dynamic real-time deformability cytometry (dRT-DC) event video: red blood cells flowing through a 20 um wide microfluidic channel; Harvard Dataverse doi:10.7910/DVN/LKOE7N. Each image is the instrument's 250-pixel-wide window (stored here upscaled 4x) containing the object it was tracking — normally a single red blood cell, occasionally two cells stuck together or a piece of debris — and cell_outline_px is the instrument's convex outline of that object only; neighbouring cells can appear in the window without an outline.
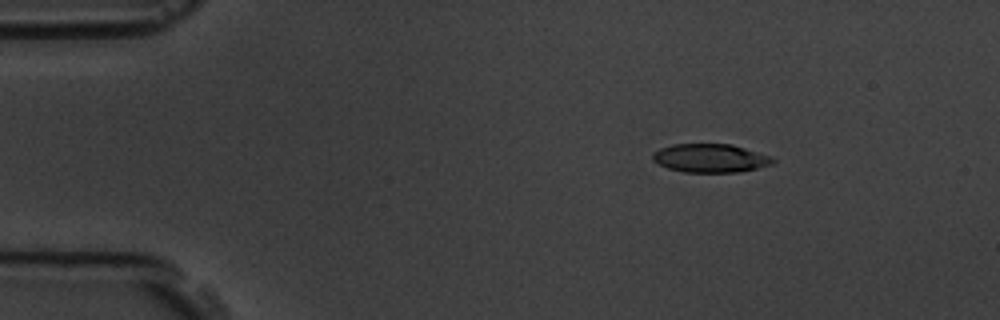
{"species": "common noctule bat (a hibernating species)", "species_latin": "Nyctalus noctula", "temperature_condition": "room temperature", "stored_images_in_passage": 15, "camera_frame_rate_fps": 3000, "um_per_image_px": 0.085, "animal": {"sex": "male", "body_mass_g": 19.5, "forearm_length_mm": 54.6}, "frame": {"image": 1, "passage_image": 1, "time_ms": 0.0, "image_size_px": [1000, 320], "cell_outline_px": [[776, 160], [772, 164], [756, 168], [736, 172], [684, 172], [668, 168], [652, 160], [652, 152], [660, 148], [672, 144], [732, 144], [772, 156]], "centroid_in_image_um": [60.37, 13.43], "position_along_channel_um": 24.6, "area_um2": 20.0}}
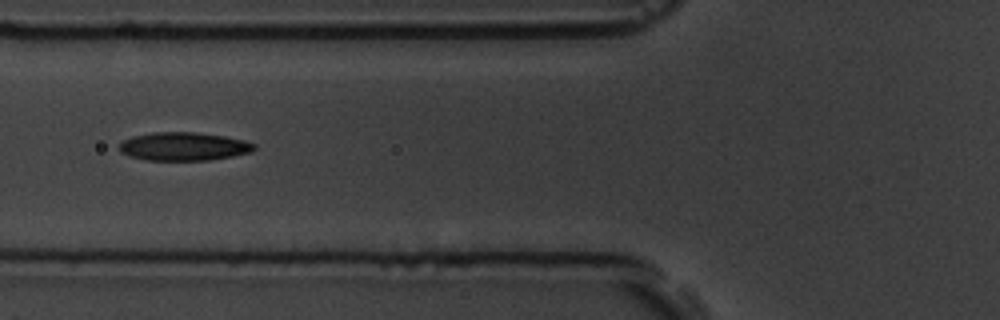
{"frame": {"image": 2, "passage_image": 5, "time_ms": 4.333, "image_size_px": [1000, 320], "cell_outline_px": [[256, 148], [252, 152], [232, 156], [208, 160], [148, 160], [132, 156], [120, 152], [120, 144], [124, 140], [132, 136], [152, 132], [196, 132], [224, 136], [244, 140], [256, 144]], "centroid_in_image_um": [15.65, 12.44], "position_along_channel_um": 110.2, "area_um2": 22.2}}
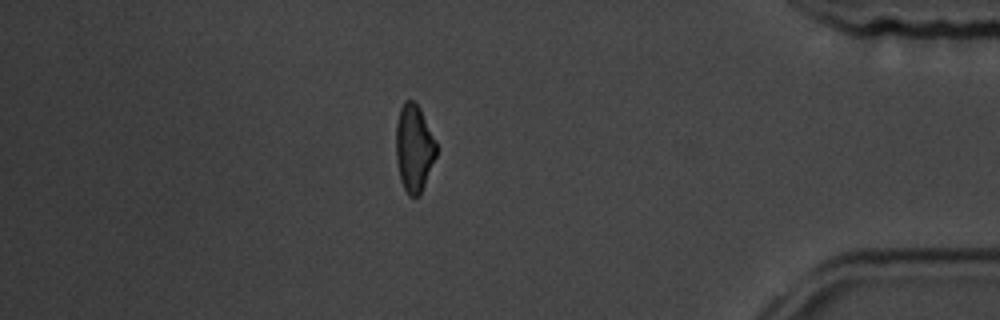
{"frame": {"image": 3, "passage_image": 13, "time_ms": 13.333, "image_size_px": [1000, 320], "cell_outline_px": [[436, 156], [420, 196], [408, 196], [400, 180], [396, 160], [396, 124], [400, 108], [404, 100], [412, 100], [420, 108], [436, 140]], "centroid_in_image_um": [35.19, 12.59], "position_along_channel_um": 400.0, "area_um2": 20.63}, "authors_computed_cell_mechanics": {"area_um2": 20.9236, "velocity_mm_per_s": 3.6415, "shape_relaxation_time_tau1_ms": 4.9876, "shape_relaxation_time_tau2_ms": 7.6141, "deformation_change_tau1": 0.1594, "deformation_change_tau2": 0.1639}}